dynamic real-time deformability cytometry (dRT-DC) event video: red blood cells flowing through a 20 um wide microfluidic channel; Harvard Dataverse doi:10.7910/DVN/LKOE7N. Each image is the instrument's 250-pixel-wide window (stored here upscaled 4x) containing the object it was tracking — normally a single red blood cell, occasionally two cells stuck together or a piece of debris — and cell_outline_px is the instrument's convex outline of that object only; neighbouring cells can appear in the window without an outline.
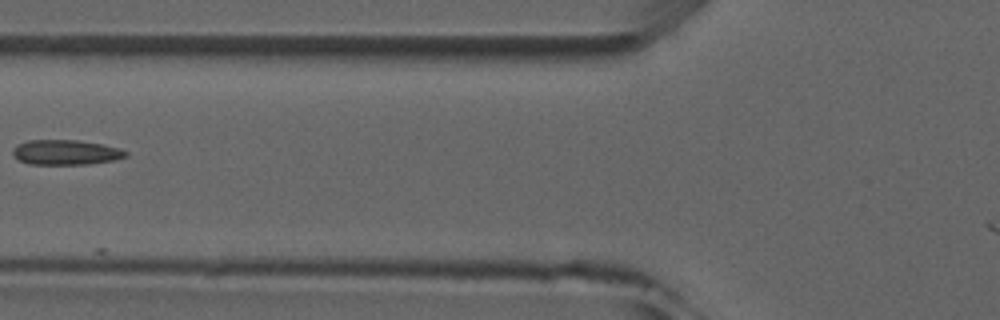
{"species": "common noctule bat (a hibernating species)", "species_latin": "Nyctalus noctula", "temperature_condition": "room temperature", "stored_images_in_passage": 6, "camera_frame_rate_fps": 3000, "um_per_image_px": 0.085, "animal": {"sex": "male", "forearm_length_mm": 52.5}, "frame": {"image": 1, "passage_image": 6, "time_ms": 6.333, "image_size_px": [1000, 320], "cell_outline_px": [[128, 156], [112, 160], [88, 164], [28, 164], [20, 160], [12, 152], [12, 148], [16, 144], [28, 140], [76, 140], [100, 144], [120, 148], [128, 152]], "centroid_in_image_um": [5.57, 12.94], "position_along_channel_um": 120.2, "area_um2": 16.36}}